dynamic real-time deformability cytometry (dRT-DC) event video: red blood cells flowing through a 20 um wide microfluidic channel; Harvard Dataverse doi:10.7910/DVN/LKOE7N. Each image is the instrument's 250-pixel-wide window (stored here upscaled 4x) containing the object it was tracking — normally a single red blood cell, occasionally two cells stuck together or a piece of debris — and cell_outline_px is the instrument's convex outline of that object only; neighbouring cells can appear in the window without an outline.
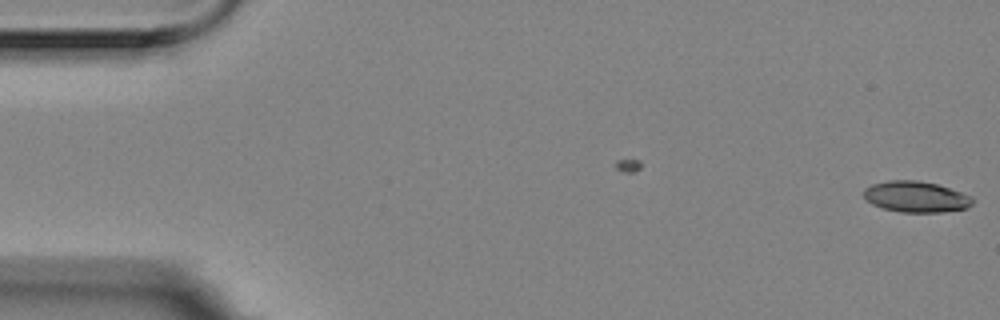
{"species": "Egyptian fruit bat (a non-hibernating species)", "species_latin": "Rousettus aegyptiacus", "temperature_condition": "room temperature", "stored_images_in_passage": 2, "camera_frame_rate_fps": 3000, "um_per_image_px": 0.085, "animal": {"sex": "female"}, "frame": {"image": 1, "passage_image": 2, "time_ms": 0.333, "image_size_px": [1000, 320], "cell_outline_px": [[976, 200], [968, 208], [944, 212], [900, 212], [884, 208], [872, 204], [864, 196], [864, 188], [872, 184], [888, 180], [916, 180], [936, 184], [972, 196]], "centroid_in_image_um": [77.88, 16.73], "position_along_channel_um": 7.1, "area_um2": 19.65}}